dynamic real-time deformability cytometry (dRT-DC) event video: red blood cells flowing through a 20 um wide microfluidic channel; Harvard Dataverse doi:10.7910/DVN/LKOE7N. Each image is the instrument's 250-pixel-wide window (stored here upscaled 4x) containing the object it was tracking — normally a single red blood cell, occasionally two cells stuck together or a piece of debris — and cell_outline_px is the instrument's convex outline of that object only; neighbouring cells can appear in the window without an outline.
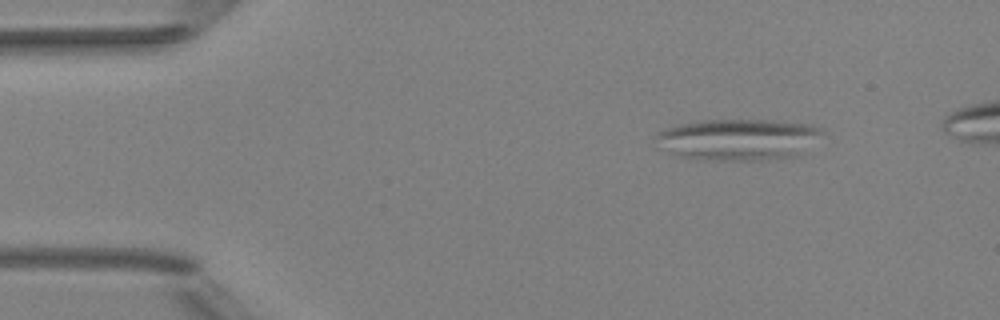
{"species": "Egyptian fruit bat (a non-hibernating species)", "species_latin": "Rousettus aegyptiacus", "temperature_condition": "room temperature", "stored_images_in_passage": 5, "camera_frame_rate_fps": 3000, "um_per_image_px": 0.085, "animal": {"sex": "female"}, "frame": {"image": 1, "passage_image": 2, "time_ms": 1.333, "image_size_px": [1000, 320], "cell_outline_px": [[824, 132], [796, 156], [760, 160], [708, 160], [680, 156], [656, 148], [656, 132], [680, 124], [700, 120], [776, 120], [812, 124], [824, 128]], "centroid_in_image_um": [62.71, 11.84], "position_along_channel_um": 22.3, "area_um2": 40.29}}